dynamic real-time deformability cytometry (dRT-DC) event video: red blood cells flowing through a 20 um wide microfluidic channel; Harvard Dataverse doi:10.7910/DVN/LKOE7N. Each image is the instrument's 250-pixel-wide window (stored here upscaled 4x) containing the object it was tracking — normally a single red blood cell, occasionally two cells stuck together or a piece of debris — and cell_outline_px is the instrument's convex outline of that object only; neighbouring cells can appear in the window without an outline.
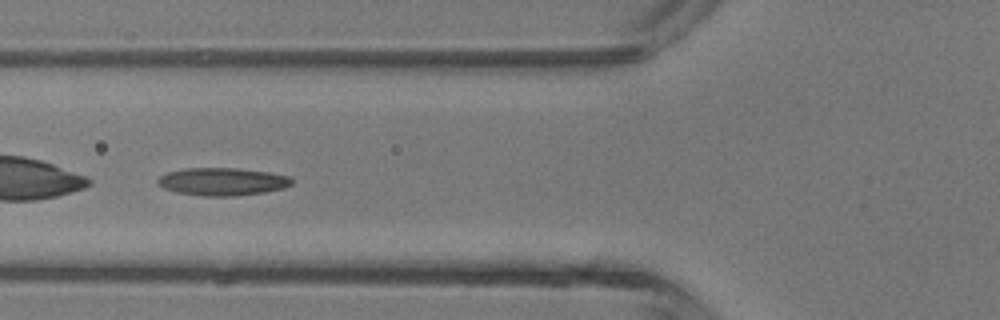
{"species": "common noctule bat (a hibernating species)", "species_latin": "Nyctalus noctula", "temperature_condition": "room temperature", "stored_images_in_passage": 5, "camera_frame_rate_fps": 3000, "um_per_image_px": 0.085, "animal": {"sex": "male", "body_mass_g": 13.3}, "frame": {"image": 1, "passage_image": 5, "time_ms": 4.667, "image_size_px": [1000, 320], "cell_outline_px": [[292, 184], [284, 188], [264, 192], [232, 196], [204, 196], [176, 192], [164, 188], [156, 184], [156, 180], [160, 176], [168, 172], [184, 168], [236, 168], [268, 172], [292, 176]], "centroid_in_image_um": [18.9, 15.43], "position_along_channel_um": 106.9, "area_um2": 21.73}}